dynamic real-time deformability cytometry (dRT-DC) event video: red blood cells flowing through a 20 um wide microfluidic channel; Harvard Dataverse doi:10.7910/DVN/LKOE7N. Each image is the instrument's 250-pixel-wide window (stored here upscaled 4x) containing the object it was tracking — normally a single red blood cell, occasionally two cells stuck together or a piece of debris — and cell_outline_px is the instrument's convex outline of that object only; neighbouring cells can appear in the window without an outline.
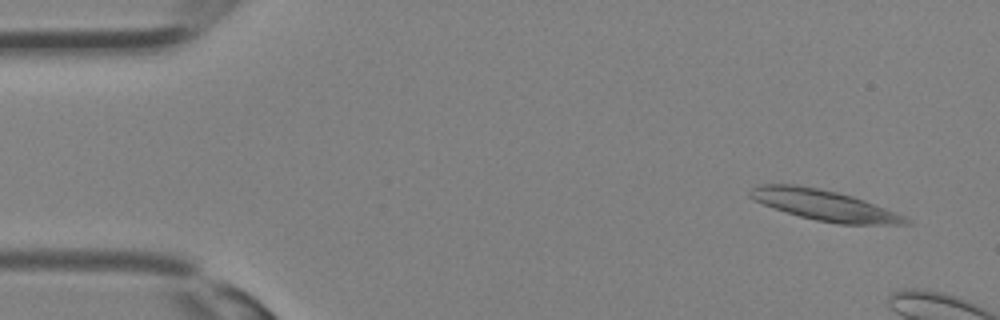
{"species": "Egyptian fruit bat (a non-hibernating species)", "species_latin": "Rousettus aegyptiacus", "temperature_condition": "room temperature", "stored_images_in_passage": 6, "camera_frame_rate_fps": 3000, "um_per_image_px": 0.085, "animal": {"sex": "female"}, "frame": {"image": 1, "passage_image": 3, "time_ms": 0.667, "image_size_px": [1000, 320], "cell_outline_px": [[912, 224], [840, 224], [816, 220], [800, 216], [752, 200], [748, 196], [748, 192], [752, 188], [760, 184], [796, 184], [820, 188], [852, 196], [864, 200], [904, 216], [912, 220]], "centroid_in_image_um": [70.04, 17.43], "position_along_channel_um": 15.0, "area_um2": 27.46}}